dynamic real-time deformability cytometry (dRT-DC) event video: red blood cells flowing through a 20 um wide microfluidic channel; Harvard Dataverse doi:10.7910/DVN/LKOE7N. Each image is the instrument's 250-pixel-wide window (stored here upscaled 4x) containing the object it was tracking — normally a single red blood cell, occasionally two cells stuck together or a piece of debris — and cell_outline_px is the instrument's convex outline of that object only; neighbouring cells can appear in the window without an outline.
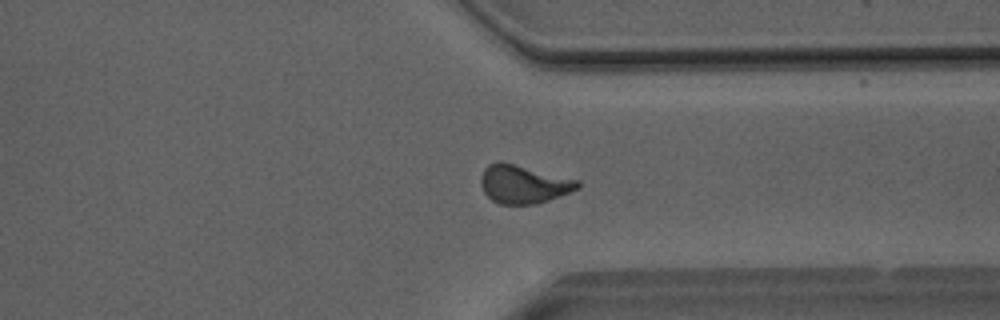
{"species": "Egyptian fruit bat (a non-hibernating species)", "species_latin": "Rousettus aegyptiacus", "temperature_condition": "room temperature", "stored_images_in_passage": 51, "camera_frame_rate_fps": 3000, "um_per_image_px": 0.085, "animal": {"sex": "male"}, "frame": {"image": 1, "passage_image": 39, "time_ms": 12.667, "image_size_px": [1000, 320], "cell_outline_px": [[580, 188], [560, 196], [536, 204], [500, 204], [492, 200], [484, 192], [480, 184], [480, 176], [484, 168], [488, 164], [496, 160], [500, 160], [580, 180]], "centroid_in_image_um": [44.48, 15.63], "position_along_channel_um": 366.9, "area_um2": 21.91}}
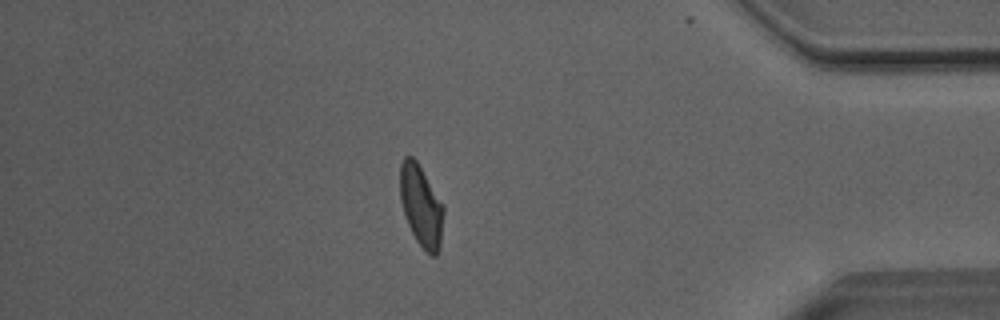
{"frame": {"image": 2, "passage_image": 44, "time_ms": 14.333, "image_size_px": [1000, 320], "cell_outline_px": [[444, 212], [440, 248], [436, 256], [432, 256], [416, 240], [408, 224], [400, 200], [400, 164], [404, 156], [412, 156], [416, 160], [444, 204]], "centroid_in_image_um": [35.81, 17.48], "position_along_channel_um": 399.4, "area_um2": 20.63}}
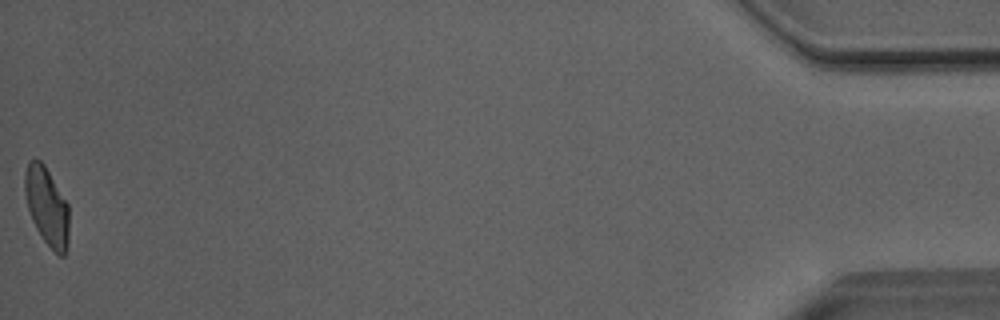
{"frame": {"image": 3, "passage_image": 51, "time_ms": 16.667, "image_size_px": [1000, 320], "cell_outline_px": [[68, 244], [64, 256], [60, 256], [44, 240], [36, 228], [32, 220], [28, 208], [24, 192], [24, 176], [28, 160], [40, 160], [44, 164], [68, 204]], "centroid_in_image_um": [3.97, 17.52], "position_along_channel_um": 431.2, "area_um2": 19.94}, "authors_computed_cell_mechanics": {"area_um2": 21.386, "velocity_mm_per_s": 4.0706, "shape_relaxation_time_tau1_ms": 6.0637, "shape_relaxation_time_tau2_ms": 1.4355, "deformation_change_tau1": 0.1542, "deformation_change_tau2": 0.0811}}